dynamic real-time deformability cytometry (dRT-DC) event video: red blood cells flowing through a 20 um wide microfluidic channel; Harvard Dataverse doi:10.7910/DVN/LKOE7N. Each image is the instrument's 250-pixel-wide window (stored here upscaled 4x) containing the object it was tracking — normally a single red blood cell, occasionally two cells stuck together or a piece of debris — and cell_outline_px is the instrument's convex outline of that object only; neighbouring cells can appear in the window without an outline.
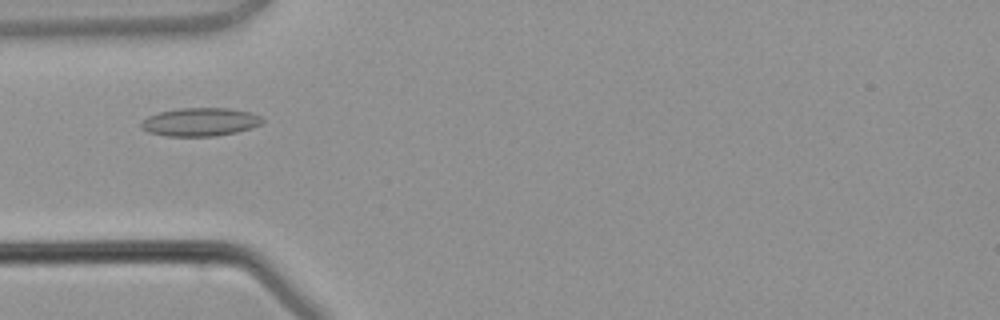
{"species": "common noctule bat (a hibernating species)", "species_latin": "Nyctalus noctula", "temperature_condition": "warm", "stored_images_in_passage": 4, "camera_frame_rate_fps": 3000, "um_per_image_px": 0.085, "animal": {"sex": "male", "body_mass_g": 21.5, "forearm_length_mm": 52.0}, "frame": {"image": 1, "passage_image": 4, "time_ms": 3.667, "image_size_px": [1000, 320], "cell_outline_px": [[264, 120], [260, 124], [252, 128], [236, 132], [216, 136], [168, 136], [148, 132], [140, 128], [140, 124], [148, 116], [160, 112], [176, 108], [228, 108], [252, 112], [264, 116]], "centroid_in_image_um": [17.05, 10.36], "position_along_channel_um": 68.0, "area_um2": 20.17}}